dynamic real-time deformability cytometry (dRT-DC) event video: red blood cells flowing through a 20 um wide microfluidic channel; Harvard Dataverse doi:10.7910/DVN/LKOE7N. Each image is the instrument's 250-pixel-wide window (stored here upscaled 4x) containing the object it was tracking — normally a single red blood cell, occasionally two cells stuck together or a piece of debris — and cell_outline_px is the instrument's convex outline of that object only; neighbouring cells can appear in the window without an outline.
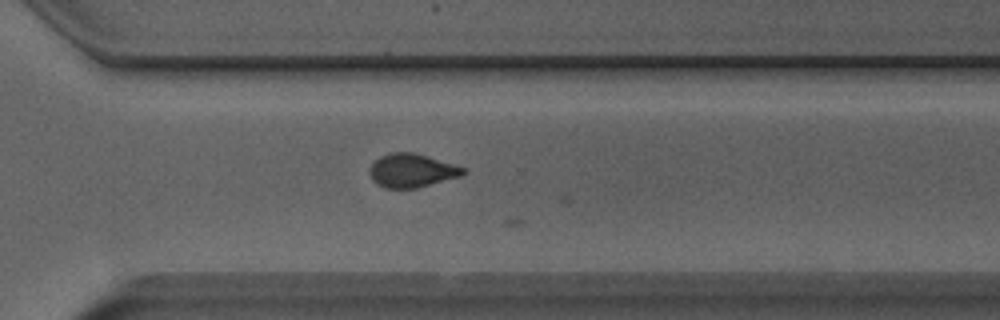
{"species": "Egyptian fruit bat (a non-hibernating species)", "species_latin": "Rousettus aegyptiacus", "temperature_condition": "room temperature", "stored_images_in_passage": 37, "camera_frame_rate_fps": 3000, "um_per_image_px": 0.085, "animal": {"sex": "male"}, "frame": {"image": 1, "passage_image": 21, "time_ms": 6.667, "image_size_px": [1000, 320], "cell_outline_px": [[468, 172], [460, 176], [416, 188], [384, 188], [376, 184], [372, 180], [368, 172], [372, 164], [380, 156], [392, 152], [412, 152], [452, 164], [464, 168]], "centroid_in_image_um": [34.95, 14.51], "position_along_channel_um": 335.6, "area_um2": 18.09}}